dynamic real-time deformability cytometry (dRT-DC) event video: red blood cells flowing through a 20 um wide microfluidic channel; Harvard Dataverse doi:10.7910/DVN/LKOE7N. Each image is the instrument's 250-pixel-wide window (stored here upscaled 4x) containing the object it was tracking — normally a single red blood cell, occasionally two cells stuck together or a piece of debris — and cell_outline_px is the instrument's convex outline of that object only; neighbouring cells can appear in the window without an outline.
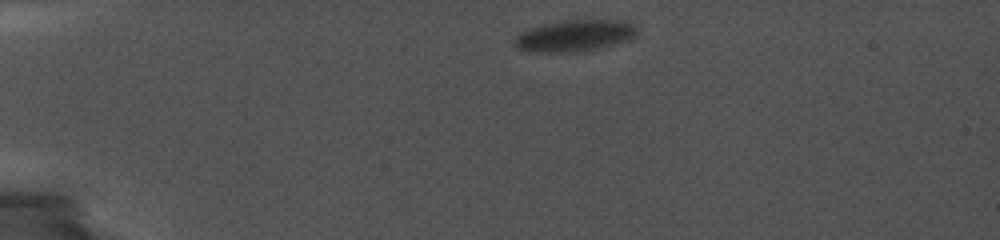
{"species": "common noctule bat (a hibernating species)", "species_latin": "Nyctalus noctula", "temperature_condition": "cold", "stored_images_in_passage": 12, "camera_frame_rate_fps": 5000, "um_per_image_px": 0.085, "animal": {"sex": "female", "body_mass_g": 19.0, "forearm_length_mm": 56.7}, "frame": {"image": 1, "passage_image": 1, "time_ms": 0.0, "image_size_px": [1000, 240], "cell_outline_px": [[640, 32], [636, 36], [620, 44], [580, 52], [536, 52], [516, 48], [516, 36], [520, 32], [544, 24], [564, 20], [616, 20], [636, 24], [640, 28]], "centroid_in_image_um": [48.96, 3.04], "position_along_channel_um": 36.0, "area_um2": 22.77}}